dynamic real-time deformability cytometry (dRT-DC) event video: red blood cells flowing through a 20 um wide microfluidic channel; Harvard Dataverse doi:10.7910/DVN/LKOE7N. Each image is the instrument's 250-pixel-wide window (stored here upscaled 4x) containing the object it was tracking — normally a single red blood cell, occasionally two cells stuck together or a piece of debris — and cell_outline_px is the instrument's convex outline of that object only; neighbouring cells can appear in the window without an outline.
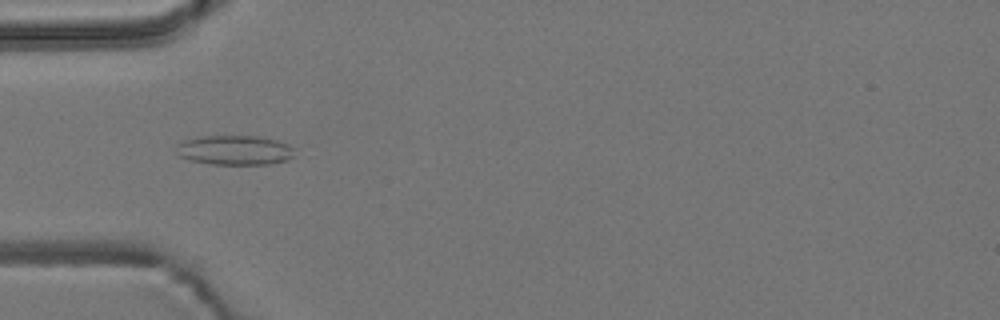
{"species": "common noctule bat (a hibernating species)", "species_latin": "Nyctalus noctula", "temperature_condition": "room temperature", "stored_images_in_passage": 5, "camera_frame_rate_fps": 3000, "um_per_image_px": 0.085, "animal": {"sex": "male", "body_mass_g": 19.2, "forearm_length_mm": 51.8}, "frame": {"image": 1, "passage_image": 5, "time_ms": 1.333, "image_size_px": [1000, 320], "cell_outline_px": [[292, 156], [288, 160], [268, 164], [212, 164], [192, 160], [180, 156], [176, 144], [184, 140], [200, 136], [260, 136], [276, 140], [288, 144], [292, 148]], "centroid_in_image_um": [19.95, 12.75], "position_along_channel_um": 65.1, "area_um2": 20.17}}